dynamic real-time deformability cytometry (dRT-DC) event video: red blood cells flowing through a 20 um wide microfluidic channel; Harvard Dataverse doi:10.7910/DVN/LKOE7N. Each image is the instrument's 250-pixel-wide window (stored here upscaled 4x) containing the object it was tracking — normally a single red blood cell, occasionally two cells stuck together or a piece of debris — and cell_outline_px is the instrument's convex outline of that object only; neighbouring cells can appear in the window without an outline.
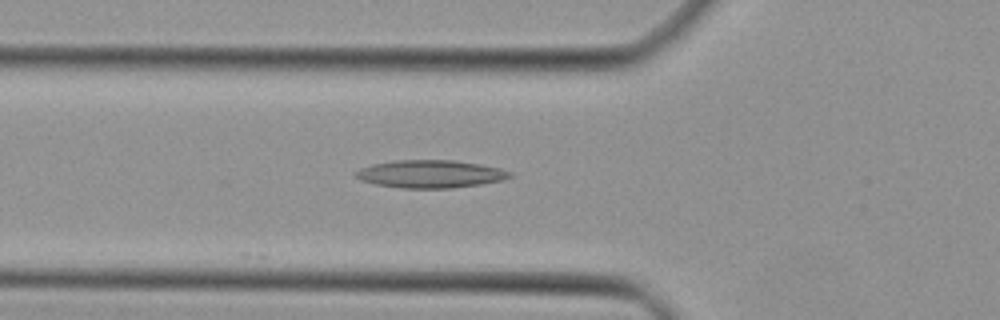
{"species": "Egyptian fruit bat (a non-hibernating species)", "species_latin": "Rousettus aegyptiacus", "temperature_condition": "cold", "stored_images_in_passage": 46, "camera_frame_rate_fps": 3000, "um_per_image_px": 0.085, "animal": {"sex": "female"}, "frame": {"image": 1, "passage_image": 16, "time_ms": 5.0, "image_size_px": [1000, 320], "cell_outline_px": [[504, 176], [492, 180], [472, 184], [436, 188], [420, 188], [384, 184], [368, 180], [372, 168], [380, 164], [420, 160], [436, 160], [468, 164], [488, 168]], "centroid_in_image_um": [36.62, 14.8], "position_along_channel_um": 89.2, "area_um2": 20.0}}
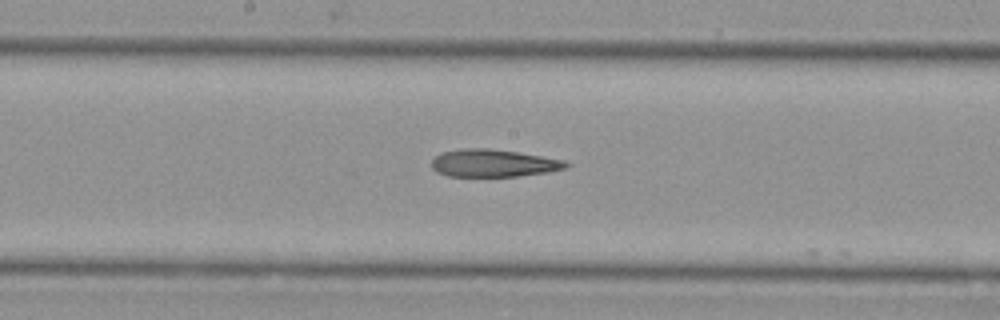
{"frame": {"image": 2, "passage_image": 24, "time_ms": 7.667, "image_size_px": [1000, 320], "cell_outline_px": [[564, 164], [560, 168], [540, 172], [512, 176], [456, 176], [440, 172], [432, 164], [440, 156], [448, 152], [512, 152], [552, 160]], "centroid_in_image_um": [41.86, 13.95], "position_along_channel_um": 206.3, "area_um2": 18.03}}
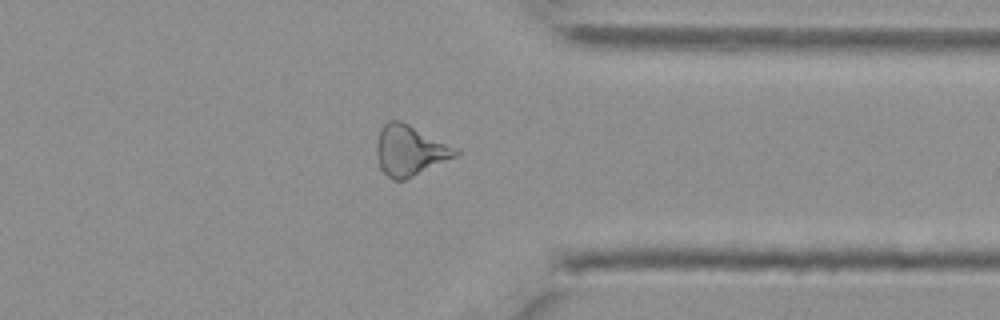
{"frame": {"image": 3, "passage_image": 36, "time_ms": 11.667, "image_size_px": [1000, 320], "cell_outline_px": [[452, 156], [400, 180], [384, 172], [380, 164], [380, 136], [384, 128], [388, 124], [404, 124], [444, 148]], "centroid_in_image_um": [34.65, 12.87], "position_along_channel_um": 376.7, "area_um2": 18.44}}